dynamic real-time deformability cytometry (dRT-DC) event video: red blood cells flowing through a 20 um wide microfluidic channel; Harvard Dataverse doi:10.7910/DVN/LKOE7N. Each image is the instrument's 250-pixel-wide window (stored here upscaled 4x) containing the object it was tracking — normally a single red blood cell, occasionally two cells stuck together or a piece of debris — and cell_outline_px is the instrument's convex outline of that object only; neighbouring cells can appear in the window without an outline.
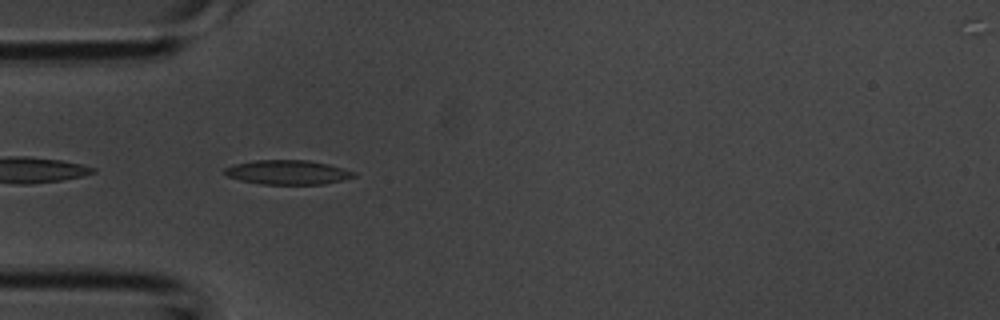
{"species": "common noctule bat (a hibernating species)", "species_latin": "Nyctalus noctula", "temperature_condition": "room temperature", "stored_images_in_passage": 8, "camera_frame_rate_fps": 3000, "um_per_image_px": 0.085, "animal": {"sex": "male", "body_mass_g": 20.1, "forearm_length_mm": 53.5}, "frame": {"image": 1, "passage_image": 6, "time_ms": 1.667, "image_size_px": [1000, 320], "cell_outline_px": [[356, 176], [324, 184], [260, 184], [240, 180], [228, 176], [224, 172], [224, 168], [236, 164], [252, 160], [308, 160], [328, 164], [356, 172]], "centroid_in_image_um": [24.44, 14.64], "position_along_channel_um": 60.6, "area_um2": 18.21}}